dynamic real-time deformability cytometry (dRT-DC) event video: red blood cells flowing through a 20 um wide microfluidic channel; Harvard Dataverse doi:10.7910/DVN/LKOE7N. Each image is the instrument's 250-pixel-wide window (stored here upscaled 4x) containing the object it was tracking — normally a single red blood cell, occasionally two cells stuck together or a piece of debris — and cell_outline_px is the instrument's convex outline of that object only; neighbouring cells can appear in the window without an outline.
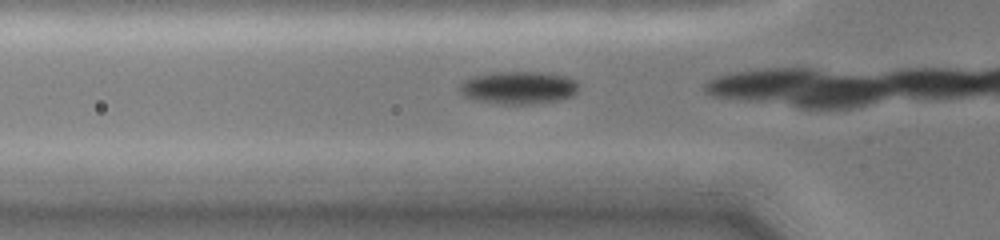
{"species": "common noctule bat (a hibernating species)", "species_latin": "Nyctalus noctula", "temperature_condition": "cold", "stored_images_in_passage": 13, "camera_frame_rate_fps": 3000, "um_per_image_px": 0.085, "animal": {"sex": "female", "body_mass_g": 19.0, "forearm_length_mm": 51.5}, "frame": {"image": 1, "passage_image": 11, "time_ms": 3.333, "image_size_px": [1000, 240], "cell_outline_px": [[580, 88], [572, 96], [556, 100], [532, 104], [492, 104], [472, 100], [464, 96], [460, 92], [460, 84], [464, 80], [472, 76], [496, 72], [540, 72], [568, 76], [576, 80], [580, 84]], "centroid_in_image_um": [44.07, 7.46], "position_along_channel_um": 81.7, "area_um2": 23.06}}